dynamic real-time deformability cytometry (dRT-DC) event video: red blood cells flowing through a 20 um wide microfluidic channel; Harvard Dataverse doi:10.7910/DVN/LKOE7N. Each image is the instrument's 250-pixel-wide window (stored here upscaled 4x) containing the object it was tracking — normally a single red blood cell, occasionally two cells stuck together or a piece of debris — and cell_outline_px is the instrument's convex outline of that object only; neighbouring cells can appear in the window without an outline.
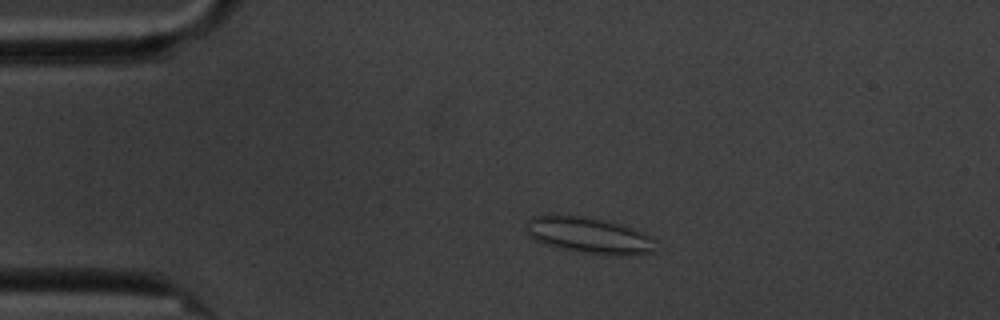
{"species": "common noctule bat (a hibernating species)", "species_latin": "Nyctalus noctula", "temperature_condition": "cold", "stored_images_in_passage": 3, "camera_frame_rate_fps": 3000, "um_per_image_px": 0.085, "animal": {"sex": "male", "body_mass_g": 20.1, "forearm_length_mm": 53.5}, "frame": {"image": 1, "passage_image": 1, "time_ms": 0.0, "image_size_px": [1000, 320], "cell_outline_px": [[656, 252], [632, 256], [624, 256], [580, 252], [548, 244], [536, 240], [528, 232], [528, 220], [532, 216], [580, 216], [620, 224], [640, 232], [656, 240]], "centroid_in_image_um": [50.17, 20.04], "position_along_channel_um": 34.8, "area_um2": 26.53}}
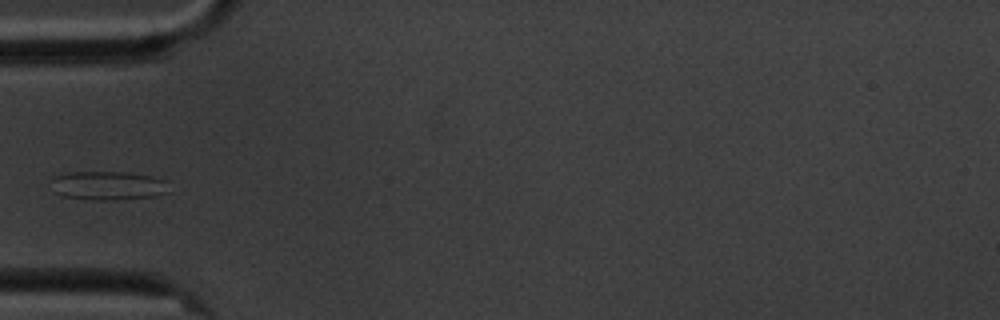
{"frame": {"image": 2, "passage_image": 3, "time_ms": 2.333, "image_size_px": [1000, 320], "cell_outline_px": [[172, 192], [156, 196], [116, 200], [96, 200], [64, 196], [56, 192], [52, 180], [52, 176], [64, 172], [124, 172], [152, 176], [164, 180]], "centroid_in_image_um": [9.23, 15.77], "position_along_channel_um": 75.8, "area_um2": 19.88}}